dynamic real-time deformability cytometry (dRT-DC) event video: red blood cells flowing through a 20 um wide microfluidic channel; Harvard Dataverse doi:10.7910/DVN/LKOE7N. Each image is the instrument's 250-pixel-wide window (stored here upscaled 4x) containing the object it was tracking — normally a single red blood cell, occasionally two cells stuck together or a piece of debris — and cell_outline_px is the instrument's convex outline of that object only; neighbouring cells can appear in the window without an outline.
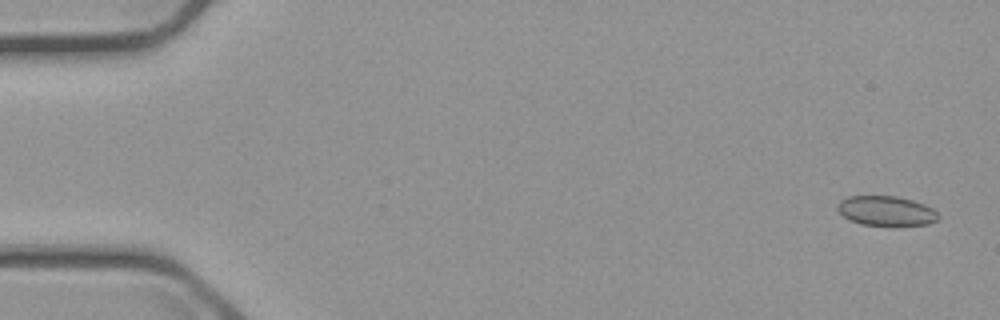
{"species": "common noctule bat (a hibernating species)", "species_latin": "Nyctalus noctula", "temperature_condition": "cold", "stored_images_in_passage": 5, "camera_frame_rate_fps": 3000, "um_per_image_px": 0.085, "animal": {"sex": "male", "body_mass_g": 23.1, "forearm_length_mm": 52.7}, "frame": {"image": 1, "passage_image": 1, "time_ms": 0.0, "image_size_px": [1000, 320], "cell_outline_px": [[940, 216], [936, 220], [928, 224], [864, 224], [852, 220], [844, 216], [836, 208], [840, 200], [848, 196], [896, 196], [912, 200], [924, 204], [932, 208]], "centroid_in_image_um": [75.32, 17.89], "position_along_channel_um": 9.7, "area_um2": 16.94}}
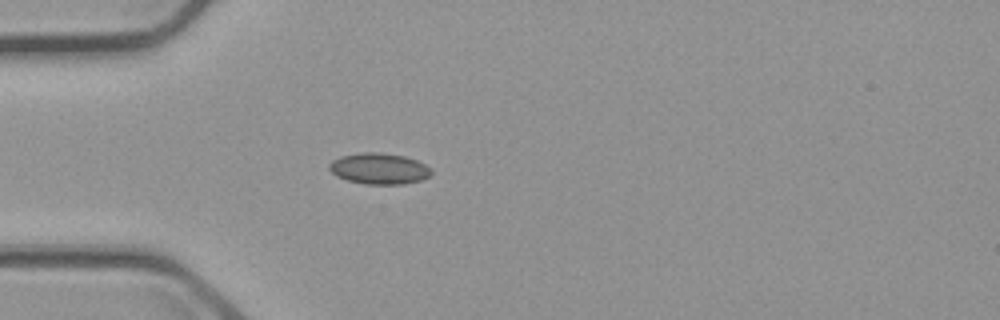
{"frame": {"image": 2, "passage_image": 5, "time_ms": 4.667, "image_size_px": [1000, 320], "cell_outline_px": [[432, 172], [428, 176], [420, 180], [404, 184], [364, 184], [348, 180], [336, 176], [328, 168], [328, 164], [332, 160], [340, 156], [360, 152], [380, 152], [404, 156], [416, 160], [432, 168]], "centroid_in_image_um": [32.2, 14.32], "position_along_channel_um": 52.8, "area_um2": 18.55}}